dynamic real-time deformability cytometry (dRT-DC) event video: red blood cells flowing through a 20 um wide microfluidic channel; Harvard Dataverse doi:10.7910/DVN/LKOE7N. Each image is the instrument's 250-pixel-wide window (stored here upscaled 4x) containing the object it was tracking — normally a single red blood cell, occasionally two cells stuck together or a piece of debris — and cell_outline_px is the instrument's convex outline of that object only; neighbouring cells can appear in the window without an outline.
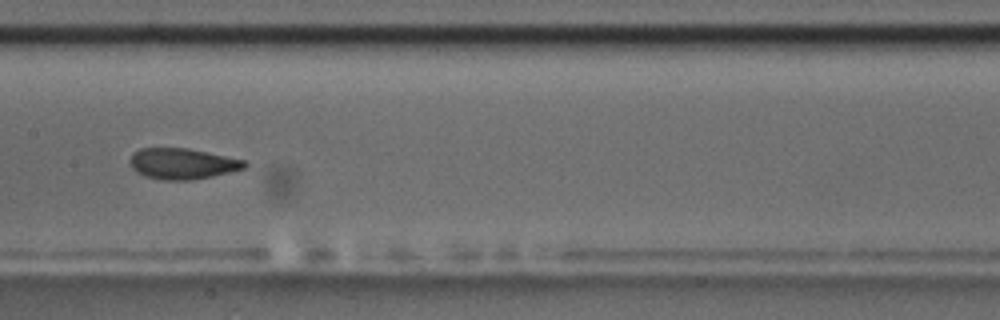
{"species": "common noctule bat (a hibernating species)", "species_latin": "Nyctalus noctula", "temperature_condition": "room temperature", "stored_images_in_passage": 12, "camera_frame_rate_fps": 3000, "um_per_image_px": 0.085, "animal": {"sex": "male", "body_mass_g": 17.5, "forearm_length_mm": 52.3}, "frame": {"image": 1, "passage_image": 7, "time_ms": 7.667, "image_size_px": [1000, 320], "cell_outline_px": [[248, 164], [244, 168], [212, 176], [192, 180], [160, 180], [144, 176], [136, 172], [132, 168], [128, 160], [132, 152], [140, 148], [188, 148], [244, 160]], "centroid_in_image_um": [15.43, 13.91], "position_along_channel_um": 192.0, "area_um2": 20.69}, "authors_computed_cell_mechanics": {"area_um2": 21.0392, "velocity_mm_per_s": 3.5822, "shape_relaxation_time_tau1_ms": 4.268, "shape_relaxation_time_tau2_ms": 2.1472, "deformation_change_tau1": 0.144, "deformation_change_tau2": 0.0662}}